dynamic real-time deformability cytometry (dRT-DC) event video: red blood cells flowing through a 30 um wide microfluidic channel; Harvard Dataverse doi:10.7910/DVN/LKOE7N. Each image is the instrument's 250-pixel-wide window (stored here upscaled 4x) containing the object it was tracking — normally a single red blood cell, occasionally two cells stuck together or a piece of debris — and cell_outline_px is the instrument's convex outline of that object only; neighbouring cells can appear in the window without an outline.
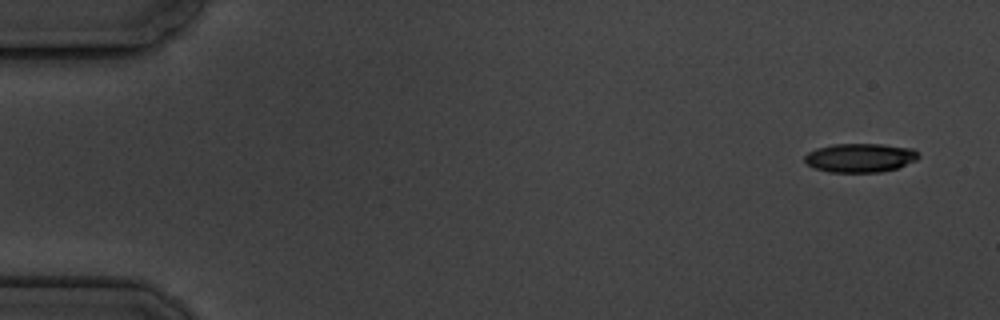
{"species": "common noctule bat (a hibernating species)", "species_latin": "Nyctalus noctula", "temperature_condition": "cold", "stored_images_in_passage": 5, "camera_frame_rate_fps": 3000, "um_per_image_px": 0.085, "animal": {"sex": "male", "body_mass_g": 19.5, "forearm_length_mm": 54.6}, "frame": {"image": 1, "passage_image": 1, "time_ms": 0.0, "image_size_px": [1000, 320], "cell_outline_px": [[920, 156], [916, 160], [896, 168], [880, 172], [828, 172], [812, 168], [804, 160], [804, 156], [808, 152], [816, 148], [832, 144], [884, 144], [912, 148]], "centroid_in_image_um": [73.07, 13.41], "position_along_channel_um": 11.9, "area_um2": 19.25}}
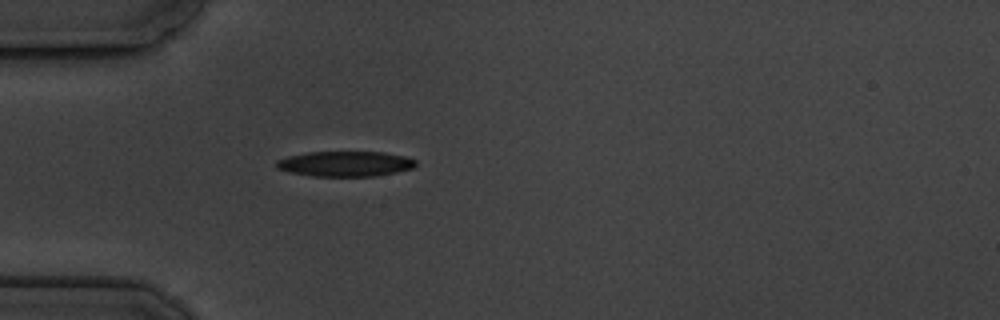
{"frame": {"image": 2, "passage_image": 5, "time_ms": 4.667, "image_size_px": [1000, 320], "cell_outline_px": [[416, 164], [412, 168], [396, 172], [376, 176], [312, 176], [292, 172], [276, 168], [276, 160], [288, 156], [308, 152], [384, 152], [404, 156], [416, 160]], "centroid_in_image_um": [29.34, 13.92], "position_along_channel_um": 55.7, "area_um2": 20.4}}